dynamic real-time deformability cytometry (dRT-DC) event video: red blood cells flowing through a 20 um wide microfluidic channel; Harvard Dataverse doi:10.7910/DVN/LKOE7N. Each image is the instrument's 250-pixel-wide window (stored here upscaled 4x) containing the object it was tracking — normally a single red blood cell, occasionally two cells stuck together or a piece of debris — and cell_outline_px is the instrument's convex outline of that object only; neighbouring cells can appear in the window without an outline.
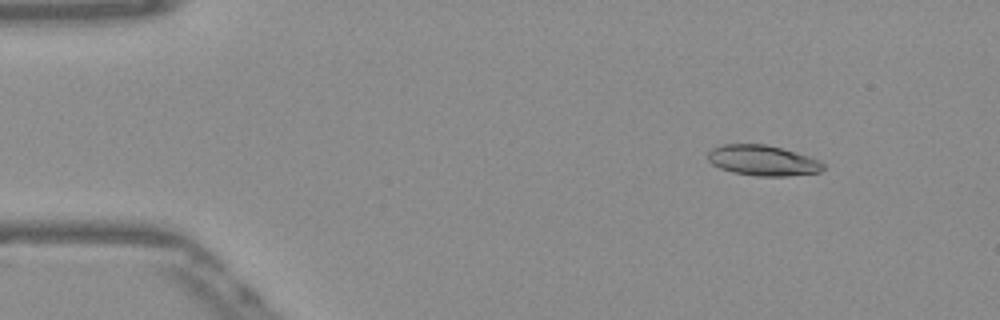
{"species": "Egyptian fruit bat (a non-hibernating species)", "species_latin": "Rousettus aegyptiacus", "temperature_condition": "warm", "stored_images_in_passage": 48, "camera_frame_rate_fps": 3000, "um_per_image_px": 0.085, "frame": {"image": 1, "passage_image": 2, "time_ms": 0.333, "image_size_px": [1000, 320], "cell_outline_px": [[824, 168], [820, 172], [788, 176], [756, 176], [732, 172], [720, 168], [712, 164], [708, 160], [708, 152], [712, 148], [720, 144], [764, 144], [780, 148], [808, 156], [820, 160], [824, 164]], "centroid_in_image_um": [64.81, 13.64], "position_along_channel_um": 20.2, "area_um2": 20.46}}
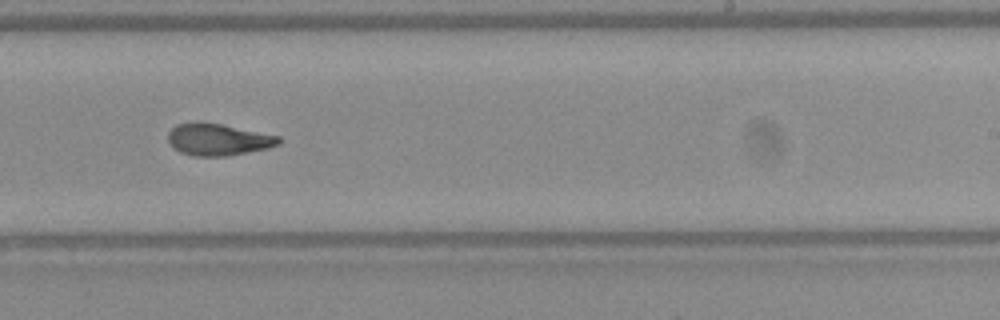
{"frame": {"image": 2, "passage_image": 28, "time_ms": 9.0, "image_size_px": [1000, 320], "cell_outline_px": [[280, 144], [268, 148], [228, 156], [192, 156], [180, 152], [172, 148], [168, 144], [168, 132], [176, 124], [196, 120], [200, 120], [280, 136]], "centroid_in_image_um": [18.47, 11.85], "position_along_channel_um": 270.5, "area_um2": 20.92}}
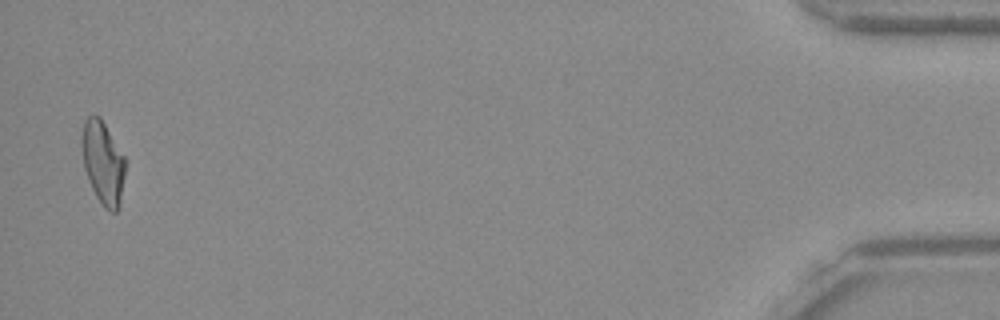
{"frame": {"image": 3, "passage_image": 47, "time_ms": 15.333, "image_size_px": [1000, 320], "cell_outline_px": [[124, 176], [120, 208], [116, 212], [112, 212], [104, 208], [96, 196], [88, 180], [84, 168], [80, 144], [80, 136], [84, 120], [92, 112], [100, 116], [124, 156]], "centroid_in_image_um": [8.71, 13.79], "position_along_channel_um": 426.5, "area_um2": 21.39}, "authors_computed_cell_mechanics": {"area_um2": 20.808, "velocity_mm_per_s": 3.8854, "shape_relaxation_time_tau1_ms": 9.793, "shape_relaxation_time_tau2_ms": 1.6396, "deformation_change_tau1": 0.2822, "deformation_change_tau2": 0.0914}}